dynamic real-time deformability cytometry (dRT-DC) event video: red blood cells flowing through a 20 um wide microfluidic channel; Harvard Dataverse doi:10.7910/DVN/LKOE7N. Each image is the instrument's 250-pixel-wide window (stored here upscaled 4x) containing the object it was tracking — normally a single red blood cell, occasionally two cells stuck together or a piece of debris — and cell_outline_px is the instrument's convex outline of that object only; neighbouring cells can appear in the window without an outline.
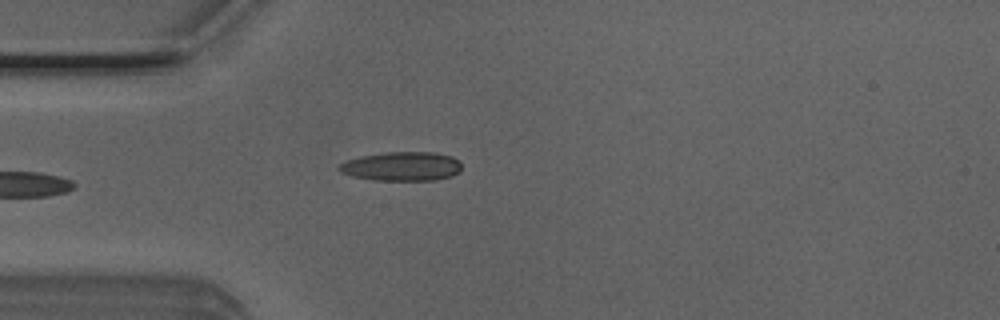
{"species": "Egyptian fruit bat (a non-hibernating species)", "species_latin": "Rousettus aegyptiacus", "temperature_condition": "room temperature", "stored_images_in_passage": 4, "camera_frame_rate_fps": 3000, "um_per_image_px": 0.085, "animal": {"sex": "male"}, "frame": {"image": 1, "passage_image": 4, "time_ms": 1.0, "image_size_px": [1000, 320], "cell_outline_px": [[460, 172], [452, 176], [436, 180], [376, 180], [352, 176], [340, 172], [336, 168], [340, 164], [348, 160], [360, 156], [388, 152], [436, 152], [452, 156], [460, 160]], "centroid_in_image_um": [34.18, 14.13], "position_along_channel_um": 50.8, "area_um2": 20.87}}